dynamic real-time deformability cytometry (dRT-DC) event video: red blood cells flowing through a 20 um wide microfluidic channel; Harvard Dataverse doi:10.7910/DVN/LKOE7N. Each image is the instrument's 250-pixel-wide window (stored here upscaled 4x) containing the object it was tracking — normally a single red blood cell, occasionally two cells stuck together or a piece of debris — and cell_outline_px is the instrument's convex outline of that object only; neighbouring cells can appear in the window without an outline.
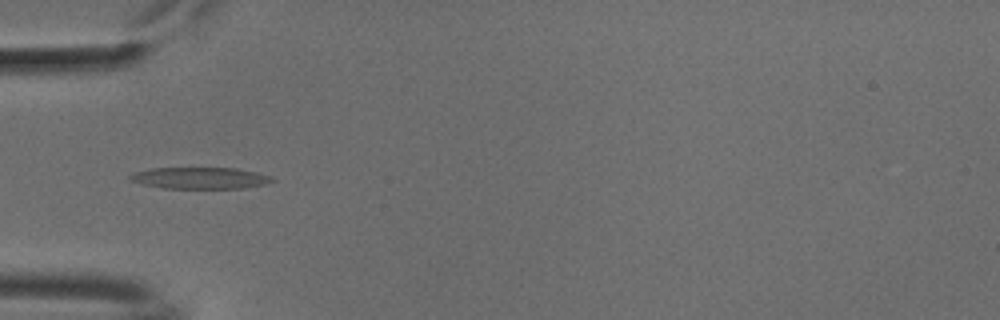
{"species": "common noctule bat (a hibernating species)", "species_latin": "Nyctalus noctula", "temperature_condition": "cold", "stored_images_in_passage": 53, "camera_frame_rate_fps": 3000, "um_per_image_px": 0.085, "animal": {"sex": "male", "body_mass_g": 18.8}, "frame": {"image": 1, "passage_image": 17, "time_ms": 5.333, "image_size_px": [1000, 320], "cell_outline_px": [[276, 180], [264, 184], [244, 188], [164, 188], [144, 184], [128, 180], [128, 176], [136, 172], [152, 168], [236, 168], [268, 176]], "centroid_in_image_um": [16.96, 15.13], "position_along_channel_um": 68.0, "area_um2": 17.51}}
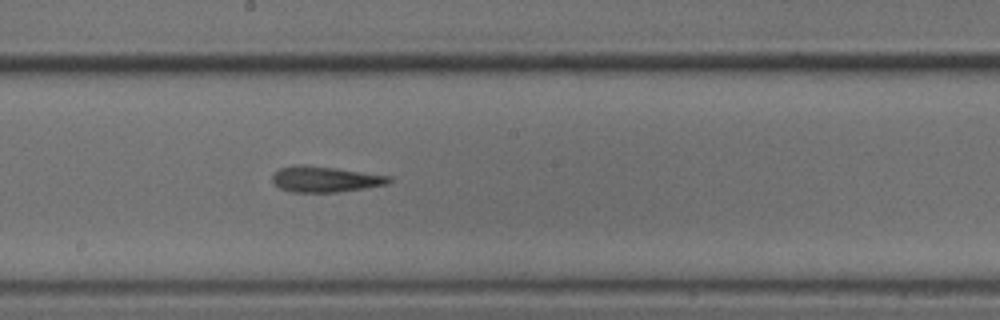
{"frame": {"image": 2, "passage_image": 29, "time_ms": 9.333, "image_size_px": [1000, 320], "cell_outline_px": [[392, 180], [388, 184], [364, 188], [336, 192], [288, 192], [280, 188], [272, 180], [272, 176], [280, 168], [300, 164], [304, 164], [336, 168], [392, 176]], "centroid_in_image_um": [27.65, 15.23], "position_along_channel_um": 220.6, "area_um2": 17.51}}
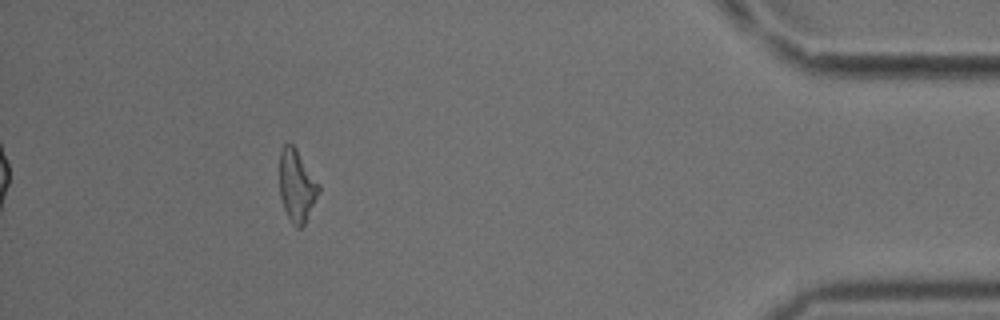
{"frame": {"image": 3, "passage_image": 48, "time_ms": 15.667, "image_size_px": [1000, 320], "cell_outline_px": [[320, 192], [304, 224], [300, 228], [296, 228], [292, 224], [284, 208], [280, 196], [280, 152], [284, 144], [292, 144], [296, 148], [320, 184]], "centroid_in_image_um": [25.24, 15.79], "position_along_channel_um": 410.0, "area_um2": 16.42}, "authors_computed_cell_mechanics": {"area_um2": 17.2244, "velocity_mm_per_s": 3.8161, "shape_relaxation_time_tau1_ms": 10.5447, "shape_relaxation_time_tau2_ms": 2.6402, "deformation_change_tau1": 0.3041, "deformation_change_tau2": 0.1573}}